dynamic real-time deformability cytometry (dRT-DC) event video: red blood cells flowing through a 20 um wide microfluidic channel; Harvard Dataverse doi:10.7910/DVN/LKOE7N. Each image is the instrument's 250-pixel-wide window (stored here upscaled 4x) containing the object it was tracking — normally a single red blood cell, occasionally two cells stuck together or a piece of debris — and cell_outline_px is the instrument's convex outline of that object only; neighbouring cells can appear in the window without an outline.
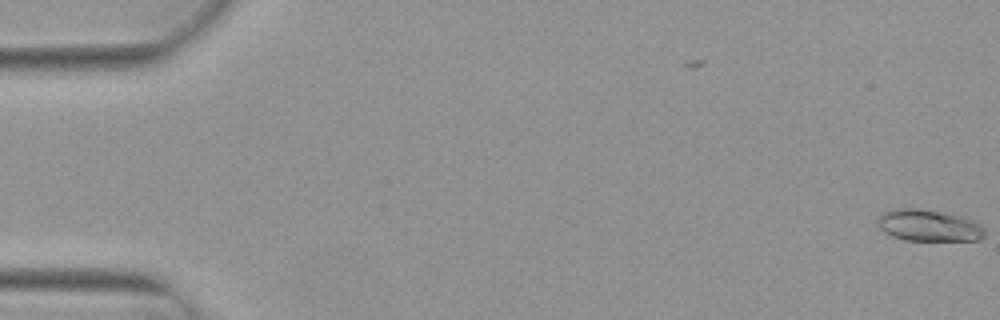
{"species": "Egyptian fruit bat (a non-hibernating species)", "species_latin": "Rousettus aegyptiacus", "temperature_condition": "warm", "stored_images_in_passage": 5, "camera_frame_rate_fps": 3000, "um_per_image_px": 0.085, "animal": {"sex": "female"}, "frame": {"image": 1, "passage_image": 5, "time_ms": 1.333, "image_size_px": [1000, 320], "cell_outline_px": [[984, 236], [980, 240], [904, 240], [892, 236], [884, 232], [876, 224], [876, 216], [892, 208], [920, 208], [964, 216], [980, 224], [984, 228]], "centroid_in_image_um": [78.9, 19.15], "position_along_channel_um": 6.1, "area_um2": 20.06}}